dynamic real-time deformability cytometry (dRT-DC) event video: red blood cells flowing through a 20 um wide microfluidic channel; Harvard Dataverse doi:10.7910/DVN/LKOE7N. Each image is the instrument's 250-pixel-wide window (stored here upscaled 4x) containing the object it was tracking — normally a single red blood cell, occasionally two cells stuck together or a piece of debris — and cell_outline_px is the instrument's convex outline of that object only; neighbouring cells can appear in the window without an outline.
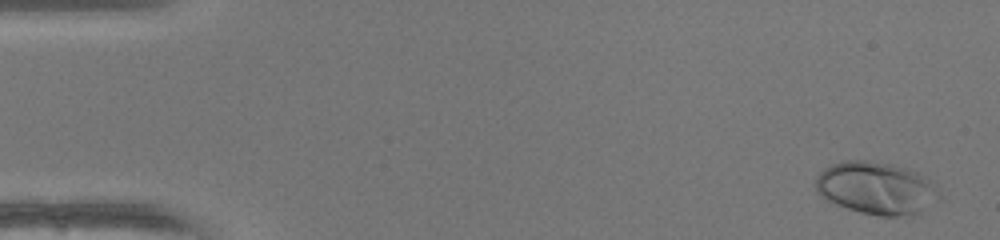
{"species": "human", "species_latin": "Homo sapiens", "temperature_condition": "warm", "stored_images_in_passage": 51, "camera_frame_rate_fps": 3000, "um_per_image_px": 0.085, "donor": {"sex": "female"}, "frame": {"image": 1, "passage_image": 3, "time_ms": 0.667, "image_size_px": [1000, 240], "cell_outline_px": [[936, 188], [920, 212], [900, 216], [880, 216], [860, 212], [836, 204], [820, 196], [816, 192], [816, 176], [824, 168], [840, 160], [868, 160], [896, 164], [920, 172], [936, 184]], "centroid_in_image_um": [74.37, 15.93], "position_along_channel_um": 10.6, "area_um2": 37.22}}
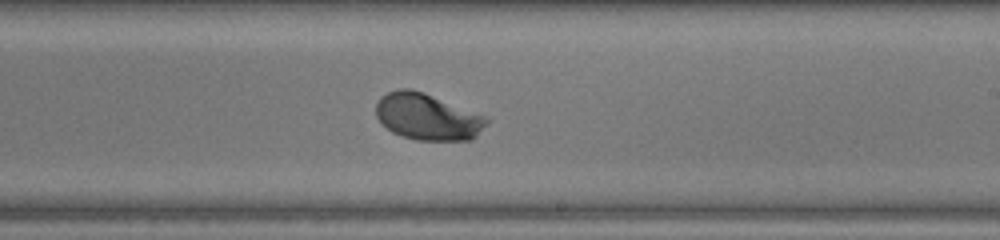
{"frame": {"image": 2, "passage_image": 31, "time_ms": 10.0, "image_size_px": [1000, 240], "cell_outline_px": [[488, 124], [472, 140], [416, 140], [400, 136], [392, 132], [376, 116], [376, 104], [380, 96], [396, 88], [412, 88], [424, 92], [484, 116], [488, 120]], "centroid_in_image_um": [36.31, 9.92], "position_along_channel_um": 252.7, "area_um2": 29.94}}
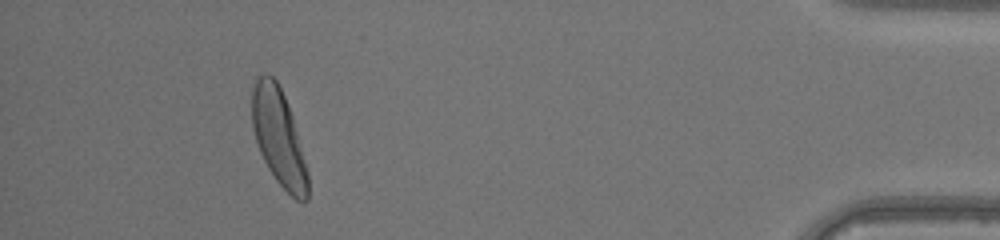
{"frame": {"image": 3, "passage_image": 47, "time_ms": 15.333, "image_size_px": [1000, 240], "cell_outline_px": [[308, 200], [304, 204], [296, 200], [276, 180], [268, 168], [260, 152], [252, 128], [252, 84], [256, 76], [264, 72], [268, 72], [276, 80], [284, 96], [292, 116], [308, 172]], "centroid_in_image_um": [23.67, 11.64], "position_along_channel_um": 411.5, "area_um2": 31.44}, "authors_computed_cell_mechanics": {"area_um2": 30.1138, "velocity_mm_per_s": 4.1487, "shape_relaxation_time_tau1_ms": 2.0159, "shape_relaxation_time_tau2_ms": null, "deformation_change_tau1": 0.1604, "deformation_change_tau2": null}}